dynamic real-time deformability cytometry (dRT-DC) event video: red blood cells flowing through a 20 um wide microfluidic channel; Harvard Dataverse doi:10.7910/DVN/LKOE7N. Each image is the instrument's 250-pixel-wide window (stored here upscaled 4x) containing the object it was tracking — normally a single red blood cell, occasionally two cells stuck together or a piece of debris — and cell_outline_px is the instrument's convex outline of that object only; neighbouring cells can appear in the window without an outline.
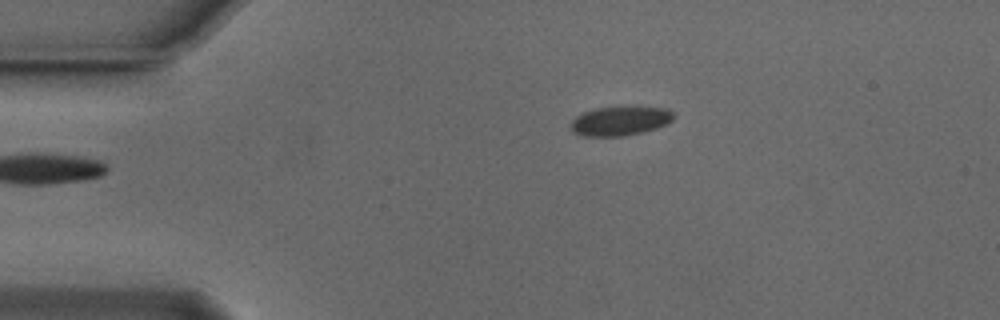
{"species": "Egyptian fruit bat (a non-hibernating species)", "species_latin": "Rousettus aegyptiacus", "temperature_condition": "cold", "stored_images_in_passage": 38, "camera_frame_rate_fps": 3000, "um_per_image_px": 0.085, "animal": {"sex": "male"}, "frame": {"image": 1, "passage_image": 1, "time_ms": 0.0, "image_size_px": [1000, 320], "cell_outline_px": [[676, 116], [672, 120], [656, 128], [644, 132], [624, 136], [584, 136], [572, 132], [572, 120], [580, 112], [596, 108], [624, 104], [636, 104], [668, 108]], "centroid_in_image_um": [52.75, 10.21], "position_along_channel_um": 32.3, "area_um2": 18.44}}
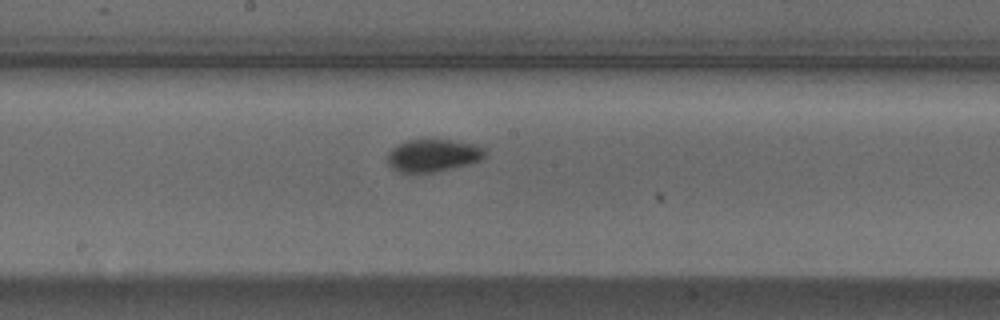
{"frame": {"image": 2, "passage_image": 19, "time_ms": 6.0, "image_size_px": [1000, 320], "cell_outline_px": [[484, 156], [480, 160], [468, 164], [436, 172], [400, 172], [392, 168], [388, 164], [388, 152], [396, 144], [408, 140], [428, 136], [476, 144], [484, 148]], "centroid_in_image_um": [36.78, 13.16], "position_along_channel_um": 211.4, "area_um2": 19.02}}
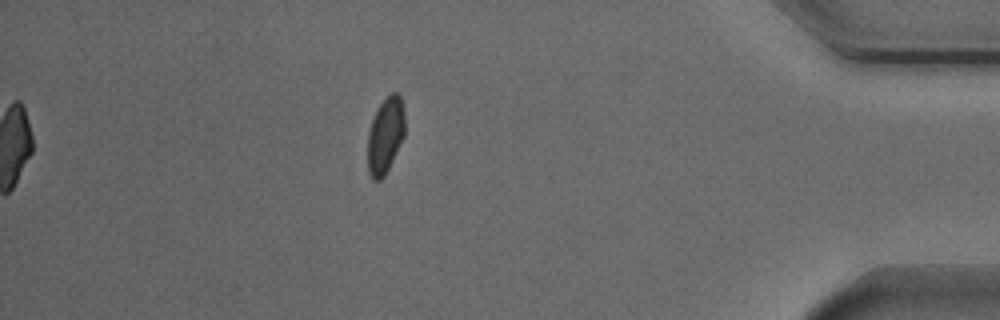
{"frame": {"image": 3, "passage_image": 38, "time_ms": 12.333, "image_size_px": [1000, 320], "cell_outline_px": [[404, 136], [384, 176], [380, 180], [372, 180], [368, 172], [368, 132], [372, 120], [380, 104], [392, 92], [400, 92], [404, 108]], "centroid_in_image_um": [32.76, 11.49], "position_along_channel_um": 402.4, "area_um2": 16.36}, "authors_computed_cell_mechanics": {"area_um2": 18.3515, "velocity_mm_per_s": 3.74, "shape_relaxation_time_tau1_ms": 2.9169, "shape_relaxation_time_tau2_ms": null, "deformation_change_tau1": 0.0804, "deformation_change_tau2": null}}